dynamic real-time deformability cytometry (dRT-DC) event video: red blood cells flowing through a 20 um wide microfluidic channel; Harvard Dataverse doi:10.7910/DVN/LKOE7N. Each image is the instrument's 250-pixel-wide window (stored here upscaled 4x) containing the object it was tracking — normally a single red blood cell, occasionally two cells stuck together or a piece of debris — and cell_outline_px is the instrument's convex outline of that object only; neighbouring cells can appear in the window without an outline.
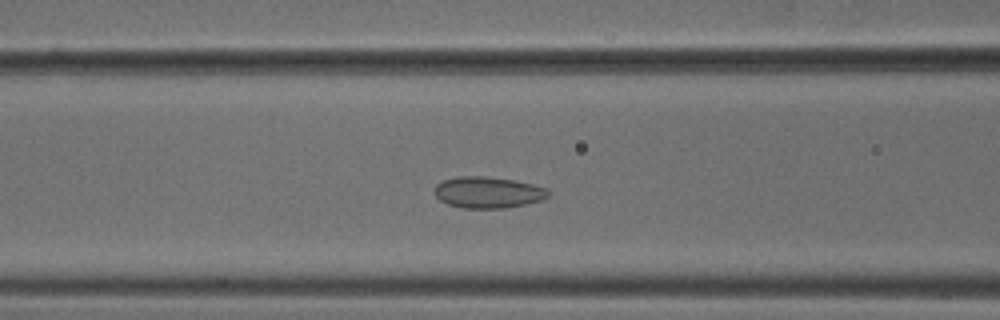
{"species": "common noctule bat (a hibernating species)", "species_latin": "Nyctalus noctula", "temperature_condition": "cold", "stored_images_in_passage": 52, "camera_frame_rate_fps": 3000, "um_per_image_px": 0.085, "animal": {"sex": "male", "body_mass_g": 18.8}, "frame": {"image": 1, "passage_image": 20, "time_ms": 6.333, "image_size_px": [1000, 320], "cell_outline_px": [[552, 192], [548, 196], [540, 200], [524, 204], [504, 208], [464, 208], [448, 204], [440, 200], [432, 192], [436, 184], [444, 180], [456, 176], [484, 176], [512, 180], [532, 184], [548, 188]], "centroid_in_image_um": [41.45, 16.34], "position_along_channel_um": 125.1, "area_um2": 20.81}}
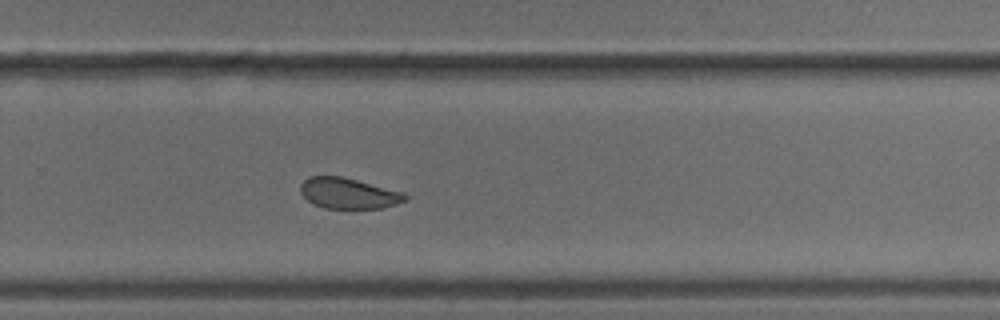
{"frame": {"image": 2, "passage_image": 34, "time_ms": 11.0, "image_size_px": [1000, 320], "cell_outline_px": [[408, 200], [396, 204], [380, 208], [324, 208], [312, 204], [300, 192], [300, 184], [308, 176], [340, 176], [404, 192], [408, 196]], "centroid_in_image_um": [29.61, 16.43], "position_along_channel_um": 300.2, "area_um2": 18.73}}
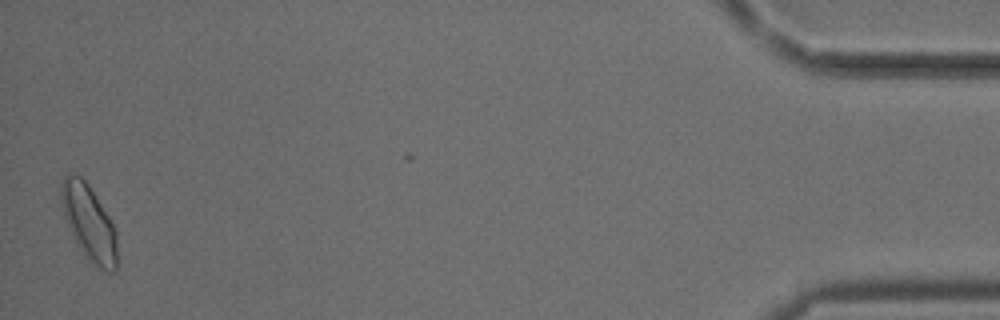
{"frame": {"image": 3, "passage_image": 51, "time_ms": 16.667, "image_size_px": [1000, 320], "cell_outline_px": [[116, 272], [108, 272], [92, 264], [84, 256], [72, 236], [60, 200], [60, 184], [64, 176], [68, 172], [80, 176], [88, 184], [108, 216], [116, 232]], "centroid_in_image_um": [7.54, 18.93], "position_along_channel_um": 427.7, "area_um2": 24.39}, "authors_computed_cell_mechanics": {"area_um2": 20.7791, "velocity_mm_per_s": 3.7533, "shape_relaxation_time_tau1_ms": null, "shape_relaxation_time_tau2_ms": 1.4828, "deformation_change_tau1": null, "deformation_change_tau2": 0.0751}}